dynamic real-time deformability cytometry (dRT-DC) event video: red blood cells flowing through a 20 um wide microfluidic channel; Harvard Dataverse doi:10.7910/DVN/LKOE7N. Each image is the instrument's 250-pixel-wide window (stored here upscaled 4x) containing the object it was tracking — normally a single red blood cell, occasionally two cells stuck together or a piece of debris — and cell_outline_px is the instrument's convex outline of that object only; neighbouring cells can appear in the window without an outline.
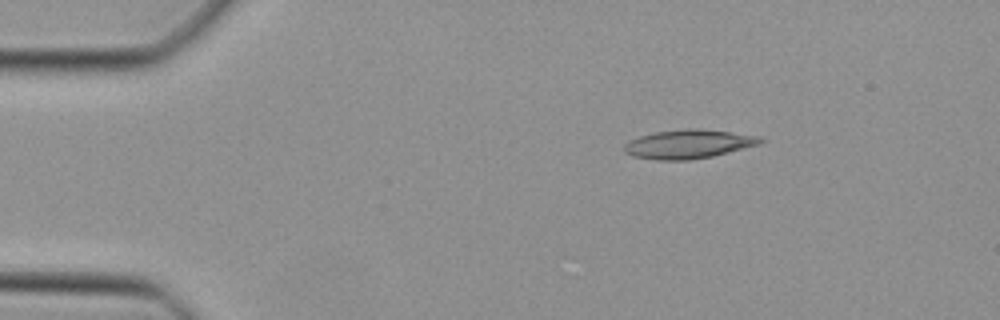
{"species": "Egyptian fruit bat (a non-hibernating species)", "species_latin": "Rousettus aegyptiacus", "temperature_condition": "cold", "stored_images_in_passage": 41, "camera_frame_rate_fps": 3000, "um_per_image_px": 0.085, "animal": {"sex": "female"}, "frame": {"image": 1, "passage_image": 2, "time_ms": 0.333, "image_size_px": [1000, 320], "cell_outline_px": [[768, 140], [760, 144], [712, 156], [688, 160], [656, 160], [632, 156], [624, 152], [624, 144], [640, 136], [656, 132], [688, 128], [696, 128], [760, 136]], "centroid_in_image_um": [58.54, 12.25], "position_along_channel_um": 26.5, "area_um2": 22.77}}
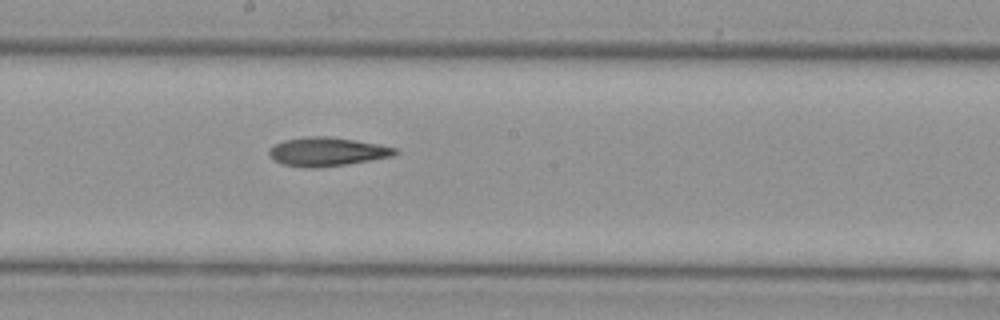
{"frame": {"image": 2, "passage_image": 20, "time_ms": 6.333, "image_size_px": [1000, 320], "cell_outline_px": [[400, 152], [392, 156], [344, 164], [316, 168], [304, 168], [284, 164], [272, 160], [268, 152], [268, 148], [284, 140], [308, 136], [328, 136], [356, 140], [396, 148]], "centroid_in_image_um": [27.75, 12.89], "position_along_channel_um": 220.5, "area_um2": 20.98}}
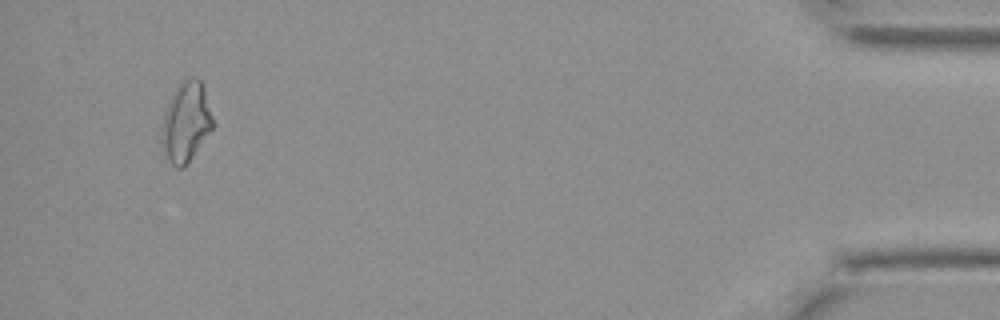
{"frame": {"image": 3, "passage_image": 39, "time_ms": 12.667, "image_size_px": [1000, 320], "cell_outline_px": [[216, 124], [192, 156], [180, 168], [176, 168], [168, 160], [164, 144], [164, 112], [172, 92], [180, 84], [188, 80], [200, 80], [204, 88]], "centroid_in_image_um": [15.87, 10.35], "position_along_channel_um": 419.3, "area_um2": 22.77}}